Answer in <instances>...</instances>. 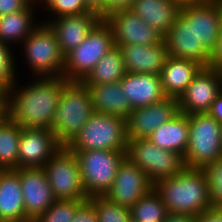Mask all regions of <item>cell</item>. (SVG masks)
I'll return each instance as SVG.
<instances>
[{
    "mask_svg": "<svg viewBox=\"0 0 222 222\" xmlns=\"http://www.w3.org/2000/svg\"><path fill=\"white\" fill-rule=\"evenodd\" d=\"M156 146L185 156L189 140L188 115L179 112L168 122L162 124L148 137Z\"/></svg>",
    "mask_w": 222,
    "mask_h": 222,
    "instance_id": "26",
    "label": "cell"
},
{
    "mask_svg": "<svg viewBox=\"0 0 222 222\" xmlns=\"http://www.w3.org/2000/svg\"><path fill=\"white\" fill-rule=\"evenodd\" d=\"M77 156L82 184L89 197L104 196L111 188L126 152L111 150H71Z\"/></svg>",
    "mask_w": 222,
    "mask_h": 222,
    "instance_id": "7",
    "label": "cell"
},
{
    "mask_svg": "<svg viewBox=\"0 0 222 222\" xmlns=\"http://www.w3.org/2000/svg\"><path fill=\"white\" fill-rule=\"evenodd\" d=\"M220 17H221V28H222V2L221 1H220Z\"/></svg>",
    "mask_w": 222,
    "mask_h": 222,
    "instance_id": "48",
    "label": "cell"
},
{
    "mask_svg": "<svg viewBox=\"0 0 222 222\" xmlns=\"http://www.w3.org/2000/svg\"><path fill=\"white\" fill-rule=\"evenodd\" d=\"M86 4L102 17V0H84Z\"/></svg>",
    "mask_w": 222,
    "mask_h": 222,
    "instance_id": "43",
    "label": "cell"
},
{
    "mask_svg": "<svg viewBox=\"0 0 222 222\" xmlns=\"http://www.w3.org/2000/svg\"><path fill=\"white\" fill-rule=\"evenodd\" d=\"M201 68L197 62L168 55L159 74L165 95L178 99Z\"/></svg>",
    "mask_w": 222,
    "mask_h": 222,
    "instance_id": "24",
    "label": "cell"
},
{
    "mask_svg": "<svg viewBox=\"0 0 222 222\" xmlns=\"http://www.w3.org/2000/svg\"><path fill=\"white\" fill-rule=\"evenodd\" d=\"M31 77H58L63 75L65 56L61 53L53 30L40 22L20 45Z\"/></svg>",
    "mask_w": 222,
    "mask_h": 222,
    "instance_id": "5",
    "label": "cell"
},
{
    "mask_svg": "<svg viewBox=\"0 0 222 222\" xmlns=\"http://www.w3.org/2000/svg\"><path fill=\"white\" fill-rule=\"evenodd\" d=\"M60 148L50 128H21L18 168L44 167Z\"/></svg>",
    "mask_w": 222,
    "mask_h": 222,
    "instance_id": "15",
    "label": "cell"
},
{
    "mask_svg": "<svg viewBox=\"0 0 222 222\" xmlns=\"http://www.w3.org/2000/svg\"><path fill=\"white\" fill-rule=\"evenodd\" d=\"M133 222H162L168 214L165 204L153 189L129 208Z\"/></svg>",
    "mask_w": 222,
    "mask_h": 222,
    "instance_id": "30",
    "label": "cell"
},
{
    "mask_svg": "<svg viewBox=\"0 0 222 222\" xmlns=\"http://www.w3.org/2000/svg\"><path fill=\"white\" fill-rule=\"evenodd\" d=\"M35 3L25 10L0 16V42L13 46L21 45L40 22H36Z\"/></svg>",
    "mask_w": 222,
    "mask_h": 222,
    "instance_id": "27",
    "label": "cell"
},
{
    "mask_svg": "<svg viewBox=\"0 0 222 222\" xmlns=\"http://www.w3.org/2000/svg\"><path fill=\"white\" fill-rule=\"evenodd\" d=\"M181 9L195 19L196 38L211 52L222 31L220 0H199Z\"/></svg>",
    "mask_w": 222,
    "mask_h": 222,
    "instance_id": "19",
    "label": "cell"
},
{
    "mask_svg": "<svg viewBox=\"0 0 222 222\" xmlns=\"http://www.w3.org/2000/svg\"><path fill=\"white\" fill-rule=\"evenodd\" d=\"M202 169L207 178L211 207L222 208V158L206 164Z\"/></svg>",
    "mask_w": 222,
    "mask_h": 222,
    "instance_id": "34",
    "label": "cell"
},
{
    "mask_svg": "<svg viewBox=\"0 0 222 222\" xmlns=\"http://www.w3.org/2000/svg\"><path fill=\"white\" fill-rule=\"evenodd\" d=\"M13 47L0 42V85L8 92L9 87L19 78H17L16 65L17 60L14 57Z\"/></svg>",
    "mask_w": 222,
    "mask_h": 222,
    "instance_id": "35",
    "label": "cell"
},
{
    "mask_svg": "<svg viewBox=\"0 0 222 222\" xmlns=\"http://www.w3.org/2000/svg\"><path fill=\"white\" fill-rule=\"evenodd\" d=\"M133 0H102V18L119 9H129Z\"/></svg>",
    "mask_w": 222,
    "mask_h": 222,
    "instance_id": "38",
    "label": "cell"
},
{
    "mask_svg": "<svg viewBox=\"0 0 222 222\" xmlns=\"http://www.w3.org/2000/svg\"><path fill=\"white\" fill-rule=\"evenodd\" d=\"M0 103H8V92L0 85Z\"/></svg>",
    "mask_w": 222,
    "mask_h": 222,
    "instance_id": "45",
    "label": "cell"
},
{
    "mask_svg": "<svg viewBox=\"0 0 222 222\" xmlns=\"http://www.w3.org/2000/svg\"><path fill=\"white\" fill-rule=\"evenodd\" d=\"M20 177L26 217L32 222L57 200L43 167L15 169Z\"/></svg>",
    "mask_w": 222,
    "mask_h": 222,
    "instance_id": "17",
    "label": "cell"
},
{
    "mask_svg": "<svg viewBox=\"0 0 222 222\" xmlns=\"http://www.w3.org/2000/svg\"><path fill=\"white\" fill-rule=\"evenodd\" d=\"M129 9L164 37L177 19L181 6L172 0H133Z\"/></svg>",
    "mask_w": 222,
    "mask_h": 222,
    "instance_id": "23",
    "label": "cell"
},
{
    "mask_svg": "<svg viewBox=\"0 0 222 222\" xmlns=\"http://www.w3.org/2000/svg\"><path fill=\"white\" fill-rule=\"evenodd\" d=\"M163 39L168 55L208 67L211 52L196 38L195 19H191L182 9Z\"/></svg>",
    "mask_w": 222,
    "mask_h": 222,
    "instance_id": "11",
    "label": "cell"
},
{
    "mask_svg": "<svg viewBox=\"0 0 222 222\" xmlns=\"http://www.w3.org/2000/svg\"><path fill=\"white\" fill-rule=\"evenodd\" d=\"M114 46L111 28L102 19L88 36L65 56L62 77L67 81L81 82Z\"/></svg>",
    "mask_w": 222,
    "mask_h": 222,
    "instance_id": "8",
    "label": "cell"
},
{
    "mask_svg": "<svg viewBox=\"0 0 222 222\" xmlns=\"http://www.w3.org/2000/svg\"><path fill=\"white\" fill-rule=\"evenodd\" d=\"M172 1L176 2L180 6H183V5H189V4L197 2L199 0H172Z\"/></svg>",
    "mask_w": 222,
    "mask_h": 222,
    "instance_id": "46",
    "label": "cell"
},
{
    "mask_svg": "<svg viewBox=\"0 0 222 222\" xmlns=\"http://www.w3.org/2000/svg\"><path fill=\"white\" fill-rule=\"evenodd\" d=\"M71 222H98L96 209L89 200H85L76 210Z\"/></svg>",
    "mask_w": 222,
    "mask_h": 222,
    "instance_id": "36",
    "label": "cell"
},
{
    "mask_svg": "<svg viewBox=\"0 0 222 222\" xmlns=\"http://www.w3.org/2000/svg\"><path fill=\"white\" fill-rule=\"evenodd\" d=\"M168 213L199 215L211 207L207 178L202 168L185 167L179 174L154 183Z\"/></svg>",
    "mask_w": 222,
    "mask_h": 222,
    "instance_id": "2",
    "label": "cell"
},
{
    "mask_svg": "<svg viewBox=\"0 0 222 222\" xmlns=\"http://www.w3.org/2000/svg\"><path fill=\"white\" fill-rule=\"evenodd\" d=\"M88 200L96 209L98 222H130L128 207L113 203L105 196H92Z\"/></svg>",
    "mask_w": 222,
    "mask_h": 222,
    "instance_id": "31",
    "label": "cell"
},
{
    "mask_svg": "<svg viewBox=\"0 0 222 222\" xmlns=\"http://www.w3.org/2000/svg\"><path fill=\"white\" fill-rule=\"evenodd\" d=\"M222 66V32L211 51L208 67L218 70Z\"/></svg>",
    "mask_w": 222,
    "mask_h": 222,
    "instance_id": "40",
    "label": "cell"
},
{
    "mask_svg": "<svg viewBox=\"0 0 222 222\" xmlns=\"http://www.w3.org/2000/svg\"><path fill=\"white\" fill-rule=\"evenodd\" d=\"M103 18L93 10L80 15H67L50 19L61 53L66 56L76 48Z\"/></svg>",
    "mask_w": 222,
    "mask_h": 222,
    "instance_id": "18",
    "label": "cell"
},
{
    "mask_svg": "<svg viewBox=\"0 0 222 222\" xmlns=\"http://www.w3.org/2000/svg\"><path fill=\"white\" fill-rule=\"evenodd\" d=\"M85 200H56L51 207L32 222H71L77 208Z\"/></svg>",
    "mask_w": 222,
    "mask_h": 222,
    "instance_id": "33",
    "label": "cell"
},
{
    "mask_svg": "<svg viewBox=\"0 0 222 222\" xmlns=\"http://www.w3.org/2000/svg\"><path fill=\"white\" fill-rule=\"evenodd\" d=\"M195 215L168 213L162 222H195Z\"/></svg>",
    "mask_w": 222,
    "mask_h": 222,
    "instance_id": "42",
    "label": "cell"
},
{
    "mask_svg": "<svg viewBox=\"0 0 222 222\" xmlns=\"http://www.w3.org/2000/svg\"><path fill=\"white\" fill-rule=\"evenodd\" d=\"M21 127L10 117L0 124V170L18 169Z\"/></svg>",
    "mask_w": 222,
    "mask_h": 222,
    "instance_id": "29",
    "label": "cell"
},
{
    "mask_svg": "<svg viewBox=\"0 0 222 222\" xmlns=\"http://www.w3.org/2000/svg\"><path fill=\"white\" fill-rule=\"evenodd\" d=\"M126 120L94 112L80 133L67 146L70 150H127Z\"/></svg>",
    "mask_w": 222,
    "mask_h": 222,
    "instance_id": "6",
    "label": "cell"
},
{
    "mask_svg": "<svg viewBox=\"0 0 222 222\" xmlns=\"http://www.w3.org/2000/svg\"><path fill=\"white\" fill-rule=\"evenodd\" d=\"M189 140L184 164L189 168H203L222 158V124L209 113L188 115Z\"/></svg>",
    "mask_w": 222,
    "mask_h": 222,
    "instance_id": "4",
    "label": "cell"
},
{
    "mask_svg": "<svg viewBox=\"0 0 222 222\" xmlns=\"http://www.w3.org/2000/svg\"><path fill=\"white\" fill-rule=\"evenodd\" d=\"M8 117V103H0V124Z\"/></svg>",
    "mask_w": 222,
    "mask_h": 222,
    "instance_id": "44",
    "label": "cell"
},
{
    "mask_svg": "<svg viewBox=\"0 0 222 222\" xmlns=\"http://www.w3.org/2000/svg\"><path fill=\"white\" fill-rule=\"evenodd\" d=\"M221 92L218 70L202 67L178 98L179 111L184 114L208 113Z\"/></svg>",
    "mask_w": 222,
    "mask_h": 222,
    "instance_id": "14",
    "label": "cell"
},
{
    "mask_svg": "<svg viewBox=\"0 0 222 222\" xmlns=\"http://www.w3.org/2000/svg\"><path fill=\"white\" fill-rule=\"evenodd\" d=\"M111 28L114 44L118 47L129 44L154 45L163 36L130 9H119L103 17Z\"/></svg>",
    "mask_w": 222,
    "mask_h": 222,
    "instance_id": "12",
    "label": "cell"
},
{
    "mask_svg": "<svg viewBox=\"0 0 222 222\" xmlns=\"http://www.w3.org/2000/svg\"><path fill=\"white\" fill-rule=\"evenodd\" d=\"M120 84L133 110L149 106L167 97L159 75L126 73L121 78Z\"/></svg>",
    "mask_w": 222,
    "mask_h": 222,
    "instance_id": "21",
    "label": "cell"
},
{
    "mask_svg": "<svg viewBox=\"0 0 222 222\" xmlns=\"http://www.w3.org/2000/svg\"><path fill=\"white\" fill-rule=\"evenodd\" d=\"M0 221L31 222L26 217L20 177L15 169L0 170Z\"/></svg>",
    "mask_w": 222,
    "mask_h": 222,
    "instance_id": "22",
    "label": "cell"
},
{
    "mask_svg": "<svg viewBox=\"0 0 222 222\" xmlns=\"http://www.w3.org/2000/svg\"><path fill=\"white\" fill-rule=\"evenodd\" d=\"M126 157L155 183L179 174L186 166L177 152L162 149L148 138L128 139Z\"/></svg>",
    "mask_w": 222,
    "mask_h": 222,
    "instance_id": "9",
    "label": "cell"
},
{
    "mask_svg": "<svg viewBox=\"0 0 222 222\" xmlns=\"http://www.w3.org/2000/svg\"><path fill=\"white\" fill-rule=\"evenodd\" d=\"M43 168L57 200H88L77 156L67 146H61Z\"/></svg>",
    "mask_w": 222,
    "mask_h": 222,
    "instance_id": "10",
    "label": "cell"
},
{
    "mask_svg": "<svg viewBox=\"0 0 222 222\" xmlns=\"http://www.w3.org/2000/svg\"><path fill=\"white\" fill-rule=\"evenodd\" d=\"M178 99L166 97L161 101L134 109L126 120L127 138H148L154 130L179 113Z\"/></svg>",
    "mask_w": 222,
    "mask_h": 222,
    "instance_id": "16",
    "label": "cell"
},
{
    "mask_svg": "<svg viewBox=\"0 0 222 222\" xmlns=\"http://www.w3.org/2000/svg\"><path fill=\"white\" fill-rule=\"evenodd\" d=\"M35 4L38 7L44 4L41 8L44 7L45 11L50 12L47 20H41L44 23L60 16L80 15L93 11L84 0H38Z\"/></svg>",
    "mask_w": 222,
    "mask_h": 222,
    "instance_id": "32",
    "label": "cell"
},
{
    "mask_svg": "<svg viewBox=\"0 0 222 222\" xmlns=\"http://www.w3.org/2000/svg\"><path fill=\"white\" fill-rule=\"evenodd\" d=\"M126 73L122 52L115 45L97 62L81 82L84 85L115 83L120 81Z\"/></svg>",
    "mask_w": 222,
    "mask_h": 222,
    "instance_id": "28",
    "label": "cell"
},
{
    "mask_svg": "<svg viewBox=\"0 0 222 222\" xmlns=\"http://www.w3.org/2000/svg\"><path fill=\"white\" fill-rule=\"evenodd\" d=\"M208 113L222 124V91L216 97V100L213 102L211 110Z\"/></svg>",
    "mask_w": 222,
    "mask_h": 222,
    "instance_id": "41",
    "label": "cell"
},
{
    "mask_svg": "<svg viewBox=\"0 0 222 222\" xmlns=\"http://www.w3.org/2000/svg\"><path fill=\"white\" fill-rule=\"evenodd\" d=\"M153 188L154 183L148 175L126 157L117 170L111 188L104 196L113 203L130 208Z\"/></svg>",
    "mask_w": 222,
    "mask_h": 222,
    "instance_id": "13",
    "label": "cell"
},
{
    "mask_svg": "<svg viewBox=\"0 0 222 222\" xmlns=\"http://www.w3.org/2000/svg\"><path fill=\"white\" fill-rule=\"evenodd\" d=\"M94 113L91 94L80 81H66L62 87L52 130L61 146H68Z\"/></svg>",
    "mask_w": 222,
    "mask_h": 222,
    "instance_id": "3",
    "label": "cell"
},
{
    "mask_svg": "<svg viewBox=\"0 0 222 222\" xmlns=\"http://www.w3.org/2000/svg\"><path fill=\"white\" fill-rule=\"evenodd\" d=\"M195 222H222V208L209 207L195 217Z\"/></svg>",
    "mask_w": 222,
    "mask_h": 222,
    "instance_id": "39",
    "label": "cell"
},
{
    "mask_svg": "<svg viewBox=\"0 0 222 222\" xmlns=\"http://www.w3.org/2000/svg\"><path fill=\"white\" fill-rule=\"evenodd\" d=\"M34 78L23 87L17 85V80L9 87V117L21 128L52 130L62 87L67 80L62 76Z\"/></svg>",
    "mask_w": 222,
    "mask_h": 222,
    "instance_id": "1",
    "label": "cell"
},
{
    "mask_svg": "<svg viewBox=\"0 0 222 222\" xmlns=\"http://www.w3.org/2000/svg\"><path fill=\"white\" fill-rule=\"evenodd\" d=\"M86 86L91 94L94 112L110 114L124 120L129 118L133 109L124 95L120 81Z\"/></svg>",
    "mask_w": 222,
    "mask_h": 222,
    "instance_id": "25",
    "label": "cell"
},
{
    "mask_svg": "<svg viewBox=\"0 0 222 222\" xmlns=\"http://www.w3.org/2000/svg\"><path fill=\"white\" fill-rule=\"evenodd\" d=\"M220 79H221V91H222V66L218 69Z\"/></svg>",
    "mask_w": 222,
    "mask_h": 222,
    "instance_id": "47",
    "label": "cell"
},
{
    "mask_svg": "<svg viewBox=\"0 0 222 222\" xmlns=\"http://www.w3.org/2000/svg\"><path fill=\"white\" fill-rule=\"evenodd\" d=\"M31 0H0V16L25 10Z\"/></svg>",
    "mask_w": 222,
    "mask_h": 222,
    "instance_id": "37",
    "label": "cell"
},
{
    "mask_svg": "<svg viewBox=\"0 0 222 222\" xmlns=\"http://www.w3.org/2000/svg\"><path fill=\"white\" fill-rule=\"evenodd\" d=\"M123 61L127 73L159 75L168 57L164 39L154 45H121Z\"/></svg>",
    "mask_w": 222,
    "mask_h": 222,
    "instance_id": "20",
    "label": "cell"
}]
</instances>
